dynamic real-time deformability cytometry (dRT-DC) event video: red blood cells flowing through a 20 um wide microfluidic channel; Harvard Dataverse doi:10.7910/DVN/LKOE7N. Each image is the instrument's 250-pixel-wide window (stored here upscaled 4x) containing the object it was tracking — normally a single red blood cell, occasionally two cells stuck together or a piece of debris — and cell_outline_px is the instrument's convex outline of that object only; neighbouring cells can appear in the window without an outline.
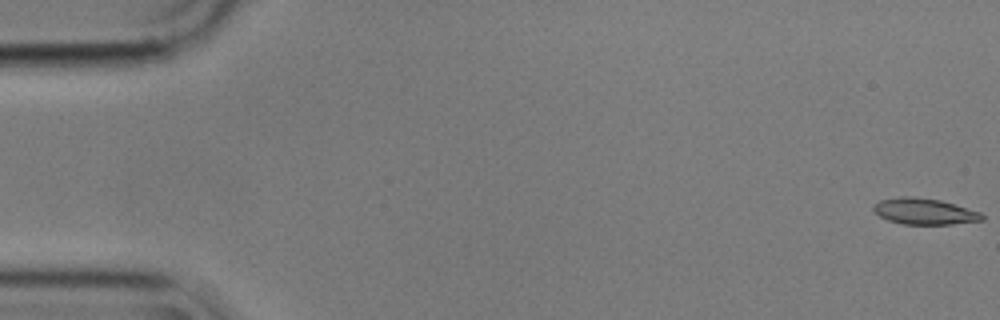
{"species": "common noctule bat (a hibernating species)", "species_latin": "Nyctalus noctula", "temperature_condition": "cold", "stored_images_in_passage": 5, "camera_frame_rate_fps": 3000, "um_per_image_px": 0.085, "animal": {"sex": "male", "body_mass_g": 17.9}, "frame": {"image": 1, "passage_image": 1, "time_ms": 0.0, "image_size_px": [1000, 320], "cell_outline_px": [[984, 220], [952, 224], [904, 224], [888, 220], [880, 216], [872, 208], [872, 204], [880, 200], [900, 196], [912, 196], [940, 200], [980, 212], [984, 216]], "centroid_in_image_um": [78.55, 17.96], "position_along_channel_um": 6.5, "area_um2": 16.47}}
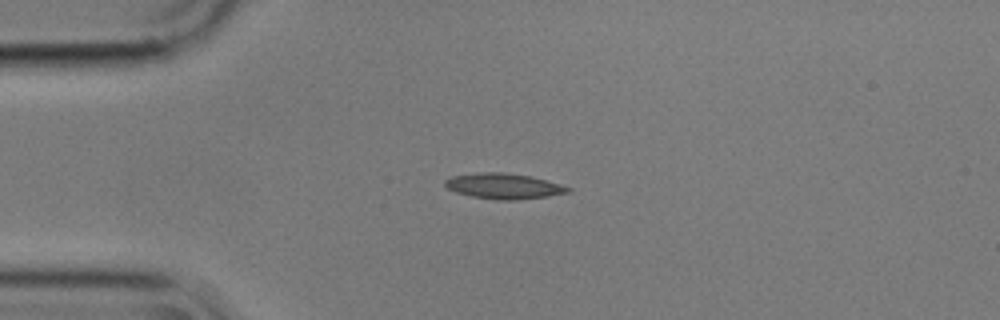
{"frame": {"image": 2, "passage_image": 4, "time_ms": 1.0, "image_size_px": [1000, 320], "cell_outline_px": [[572, 192], [548, 196], [516, 200], [496, 200], [472, 196], [456, 192], [448, 188], [444, 184], [444, 180], [452, 176], [480, 172], [504, 172], [532, 176], [560, 184], [572, 188]], "centroid_in_image_um": [42.84, 15.81], "position_along_channel_um": 42.2, "area_um2": 18.38}}